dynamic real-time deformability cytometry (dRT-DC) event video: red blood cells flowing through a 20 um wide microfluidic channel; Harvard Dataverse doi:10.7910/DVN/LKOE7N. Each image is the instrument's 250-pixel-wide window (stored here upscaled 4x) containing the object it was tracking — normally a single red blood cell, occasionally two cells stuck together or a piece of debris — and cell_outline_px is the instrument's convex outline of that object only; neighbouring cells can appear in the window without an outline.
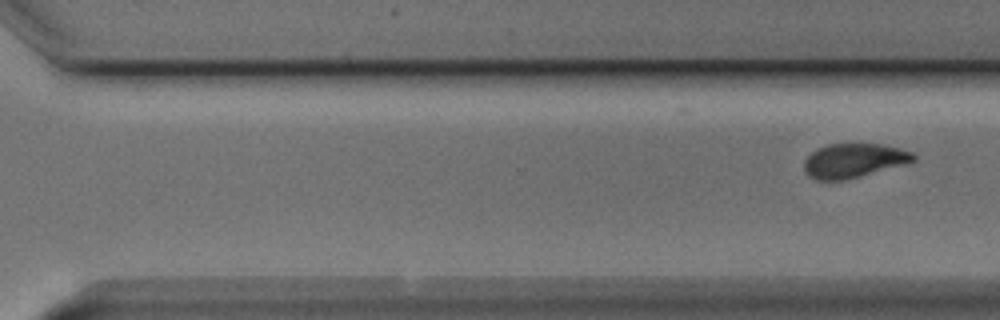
{"species": "Egyptian fruit bat (a non-hibernating species)", "species_latin": "Rousettus aegyptiacus", "temperature_condition": "cold", "stored_images_in_passage": 10, "segment_of_instrument_passage": [2, 2], "camera_frame_rate_fps": 3000, "um_per_image_px": 0.085, "animal": {"sex": "male"}, "frame": {"image": 1, "passage_image": 10, "time_ms": 11.333, "image_size_px": [1000, 320], "cell_outline_px": [[916, 160], [904, 164], [860, 176], [844, 180], [816, 180], [808, 176], [804, 168], [804, 160], [816, 148], [828, 144], [884, 144], [900, 148], [912, 152], [916, 156]], "centroid_in_image_um": [72.55, 13.64], "position_along_channel_um": 298.0, "area_um2": 21.73}}